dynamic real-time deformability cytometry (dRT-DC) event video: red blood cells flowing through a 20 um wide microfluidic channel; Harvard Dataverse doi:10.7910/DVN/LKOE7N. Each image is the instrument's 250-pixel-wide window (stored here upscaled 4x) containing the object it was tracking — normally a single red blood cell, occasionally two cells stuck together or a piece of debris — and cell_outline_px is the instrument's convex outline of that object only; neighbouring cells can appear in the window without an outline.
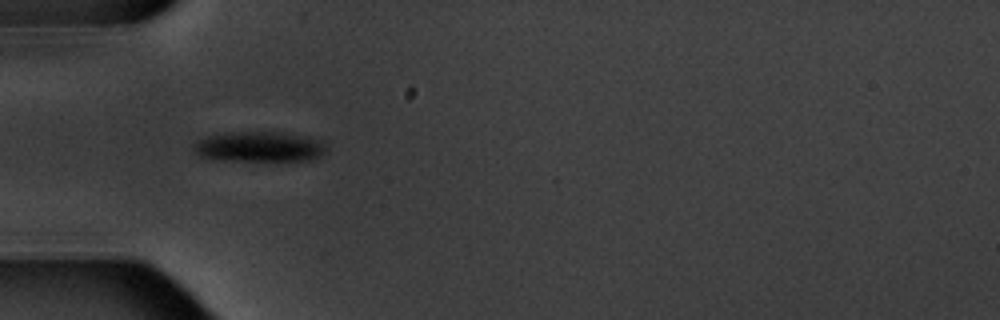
{"species": "common noctule bat (a hibernating species)", "species_latin": "Nyctalus noctula", "temperature_condition": "warm", "stored_images_in_passage": 1, "camera_frame_rate_fps": 3000, "um_per_image_px": 0.085, "animal": {"sex": "male", "body_mass_g": 20.1, "forearm_length_mm": 53.5}, "frame": {"image": 1, "passage_image": 1, "time_ms": 0.0, "image_size_px": [1000, 320], "cell_outline_px": [[328, 152], [312, 160], [216, 160], [200, 156], [196, 152], [192, 144], [208, 136], [232, 132], [276, 132], [308, 136], [320, 140], [328, 148]], "centroid_in_image_um": [22.1, 12.47], "position_along_channel_um": 62.9, "area_um2": 23.35}}